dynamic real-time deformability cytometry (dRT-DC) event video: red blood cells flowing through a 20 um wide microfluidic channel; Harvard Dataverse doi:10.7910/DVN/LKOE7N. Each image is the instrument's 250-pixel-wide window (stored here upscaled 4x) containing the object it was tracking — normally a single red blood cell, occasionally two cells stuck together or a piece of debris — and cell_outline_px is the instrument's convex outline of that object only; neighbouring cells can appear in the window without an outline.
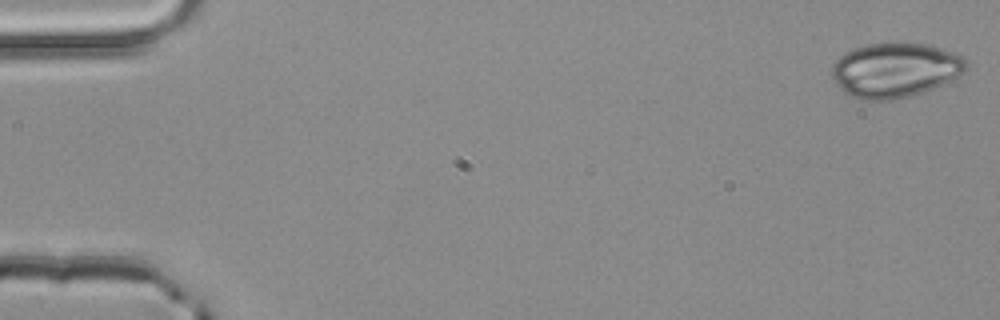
{"species": "common noctule bat (a hibernating species)", "species_latin": "Nyctalus noctula", "temperature_condition": "room temperature", "stored_images_in_passage": 52, "camera_frame_rate_fps": 3000, "um_per_image_px": 0.085, "animal": {"sex": "male", "body_mass_g": 20.4}, "frame": {"image": 1, "passage_image": 1, "time_ms": 0.0, "image_size_px": [1000, 320], "cell_outline_px": [[968, 64], [964, 72], [924, 92], [892, 100], [856, 100], [848, 96], [836, 84], [832, 76], [832, 64], [844, 52], [868, 44], [924, 44], [940, 48], [964, 56], [968, 60]], "centroid_in_image_um": [76.05, 5.98], "position_along_channel_um": 9.0, "area_um2": 42.48}}
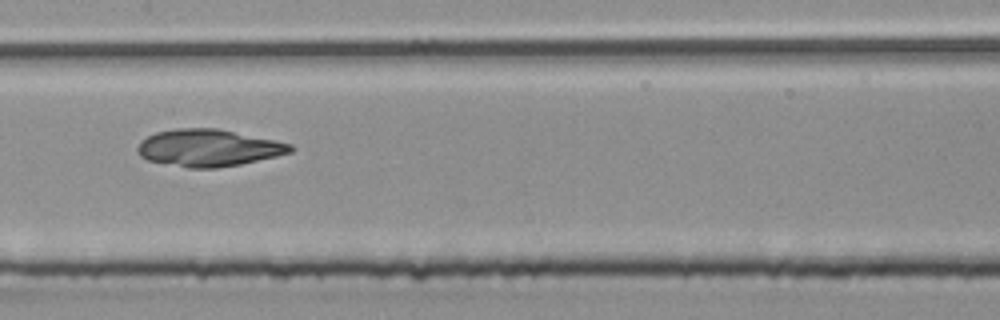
{"frame": {"image": 2, "passage_image": 26, "time_ms": 8.333, "image_size_px": [1000, 320], "cell_outline_px": [[296, 148], [292, 152], [276, 156], [240, 164], [216, 168], [188, 168], [148, 160], [140, 156], [136, 148], [140, 140], [156, 132], [176, 128], [216, 128], [292, 144]], "centroid_in_image_um": [17.7, 12.57], "position_along_channel_um": 189.7, "area_um2": 32.89}}
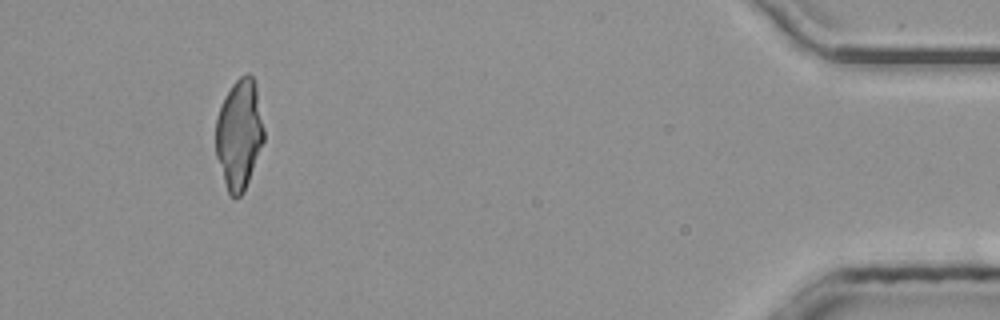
{"frame": {"image": 3, "passage_image": 48, "time_ms": 15.667, "image_size_px": [1000, 320], "cell_outline_px": [[264, 140], [244, 192], [240, 196], [232, 196], [228, 192], [216, 156], [216, 120], [220, 108], [232, 84], [240, 76], [248, 72], [252, 76], [256, 88], [264, 128]], "centroid_in_image_um": [20.33, 11.41], "position_along_channel_um": 414.9, "area_um2": 30.35}}